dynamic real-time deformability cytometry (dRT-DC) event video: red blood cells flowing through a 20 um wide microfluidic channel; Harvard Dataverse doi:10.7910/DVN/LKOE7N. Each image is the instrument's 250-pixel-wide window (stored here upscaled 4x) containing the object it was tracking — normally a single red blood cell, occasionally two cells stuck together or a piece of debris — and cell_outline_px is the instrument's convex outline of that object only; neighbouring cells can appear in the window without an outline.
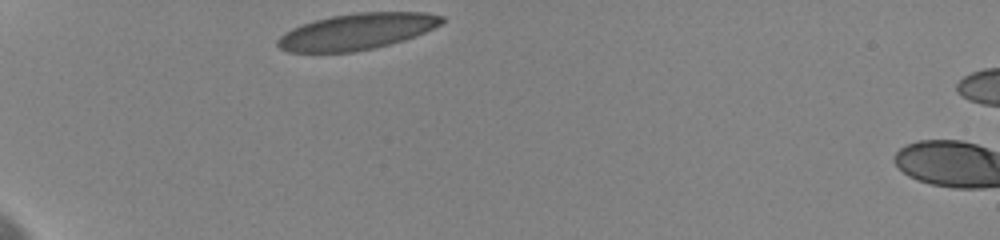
{"species": "human", "species_latin": "Homo sapiens", "temperature_condition": "cold", "stored_images_in_passage": 3, "camera_frame_rate_fps": 3000, "um_per_image_px": 0.085, "donor": {"sex": "female"}, "frame": {"image": 1, "passage_image": 1, "time_ms": 0.0, "image_size_px": [1000, 240], "cell_outline_px": [[444, 20], [440, 24], [424, 32], [404, 40], [372, 48], [352, 52], [288, 52], [280, 48], [276, 44], [276, 40], [284, 32], [292, 28], [316, 20], [332, 16], [356, 12], [428, 12], [444, 16]], "centroid_in_image_um": [30.32, 2.67], "position_along_channel_um": 54.7, "area_um2": 34.39}}